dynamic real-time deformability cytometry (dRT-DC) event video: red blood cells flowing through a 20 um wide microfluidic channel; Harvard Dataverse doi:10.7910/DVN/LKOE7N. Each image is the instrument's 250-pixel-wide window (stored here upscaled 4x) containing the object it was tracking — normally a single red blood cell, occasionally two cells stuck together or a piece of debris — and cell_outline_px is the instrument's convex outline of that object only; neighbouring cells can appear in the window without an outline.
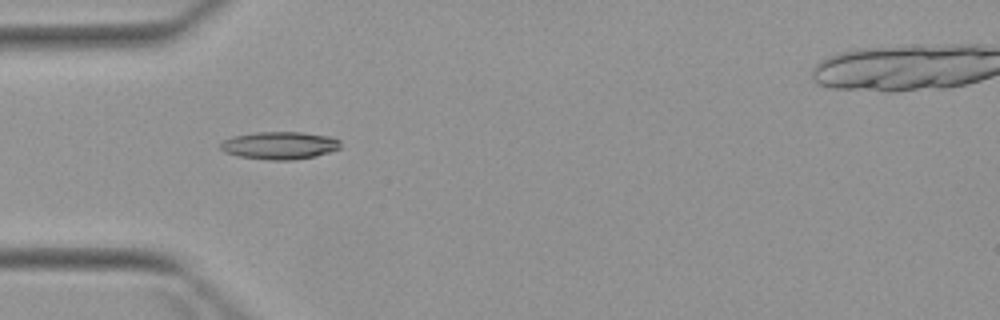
{"species": "Egyptian fruit bat (a non-hibernating species)", "species_latin": "Rousettus aegyptiacus", "temperature_condition": "warm", "stored_images_in_passage": 5, "camera_frame_rate_fps": 3000, "um_per_image_px": 0.085, "animal": {"sex": "female"}, "frame": {"image": 1, "passage_image": 5, "time_ms": 5.0, "image_size_px": [1000, 320], "cell_outline_px": [[340, 148], [316, 156], [292, 160], [268, 160], [236, 156], [224, 152], [220, 148], [220, 144], [224, 140], [232, 136], [256, 132], [300, 132], [328, 136], [340, 140]], "centroid_in_image_um": [23.73, 12.36], "position_along_channel_um": 61.3, "area_um2": 19.36}}